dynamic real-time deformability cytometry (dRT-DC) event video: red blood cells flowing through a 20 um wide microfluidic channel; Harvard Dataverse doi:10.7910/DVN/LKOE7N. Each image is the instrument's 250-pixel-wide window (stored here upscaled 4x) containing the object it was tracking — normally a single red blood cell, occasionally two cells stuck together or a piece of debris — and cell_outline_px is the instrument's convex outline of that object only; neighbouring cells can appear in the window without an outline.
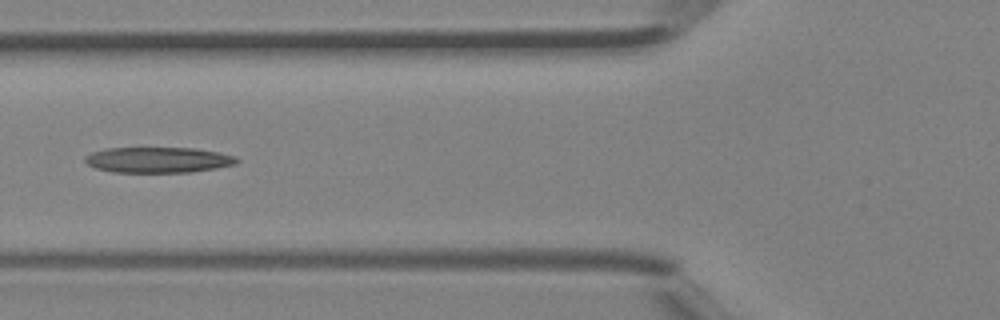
{"species": "Egyptian fruit bat (a non-hibernating species)", "species_latin": "Rousettus aegyptiacus", "temperature_condition": "room temperature", "stored_images_in_passage": 5, "camera_frame_rate_fps": 3000, "um_per_image_px": 0.085, "animal": {"sex": "female"}, "frame": {"image": 1, "passage_image": 5, "time_ms": 1.333, "image_size_px": [1000, 320], "cell_outline_px": [[240, 160], [236, 164], [216, 168], [192, 172], [112, 172], [96, 168], [88, 164], [84, 160], [84, 156], [92, 152], [108, 148], [196, 148], [220, 152], [236, 156]], "centroid_in_image_um": [13.48, 13.59], "position_along_channel_um": 112.3, "area_um2": 22.77}}